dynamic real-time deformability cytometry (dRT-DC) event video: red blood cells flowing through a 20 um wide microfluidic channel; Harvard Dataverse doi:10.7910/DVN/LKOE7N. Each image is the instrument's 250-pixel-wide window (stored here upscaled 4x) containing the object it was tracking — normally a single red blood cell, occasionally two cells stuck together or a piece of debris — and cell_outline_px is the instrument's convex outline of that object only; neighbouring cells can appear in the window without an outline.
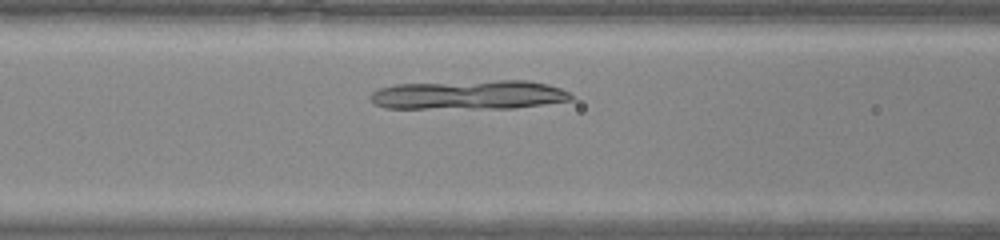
{"species": "common noctule bat (a hibernating species)", "species_latin": "Nyctalus noctula", "temperature_condition": "warm", "stored_images_in_passage": 30, "camera_frame_rate_fps": 3000, "um_per_image_px": 0.085, "animal": {"sex": "male", "body_mass_g": 20.0, "forearm_length_mm": 53.3}, "frame": {"image": 1, "passage_image": 9, "time_ms": 2.667, "image_size_px": [1000, 240], "cell_outline_px": [[572, 100], [512, 108], [384, 108], [368, 100], [368, 96], [372, 92], [380, 88], [396, 84], [496, 80], [528, 80], [548, 84], [560, 88], [568, 92], [572, 96]], "centroid_in_image_um": [39.84, 8.06], "position_along_channel_um": 126.8, "area_um2": 34.16}}
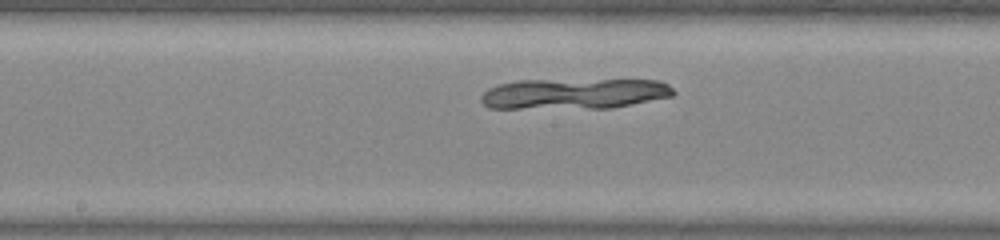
{"frame": {"image": 2, "passage_image": 14, "time_ms": 4.333, "image_size_px": [1000, 240], "cell_outline_px": [[676, 92], [672, 96], [612, 108], [488, 108], [480, 100], [480, 96], [488, 88], [500, 84], [516, 80], [660, 80], [668, 84]], "centroid_in_image_um": [48.79, 7.96], "position_along_channel_um": 199.4, "area_um2": 34.39}}